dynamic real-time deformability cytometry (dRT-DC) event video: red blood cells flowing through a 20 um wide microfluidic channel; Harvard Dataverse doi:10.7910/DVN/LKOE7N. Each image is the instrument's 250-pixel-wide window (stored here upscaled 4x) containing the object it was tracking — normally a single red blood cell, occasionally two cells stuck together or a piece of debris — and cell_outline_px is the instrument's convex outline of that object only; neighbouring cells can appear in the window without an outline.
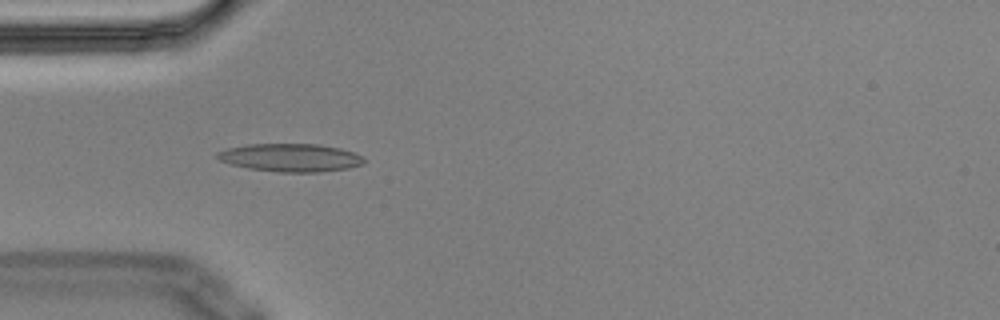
{"species": "Egyptian fruit bat (a non-hibernating species)", "species_latin": "Rousettus aegyptiacus", "temperature_condition": "cold", "stored_images_in_passage": 4, "camera_frame_rate_fps": 3000, "um_per_image_px": 0.085, "animal": {"sex": "male"}, "frame": {"image": 1, "passage_image": 4, "time_ms": 1.0, "image_size_px": [1000, 320], "cell_outline_px": [[364, 164], [348, 168], [320, 172], [280, 172], [248, 168], [232, 164], [220, 160], [216, 156], [216, 152], [228, 148], [248, 144], [320, 144], [340, 148], [356, 152], [364, 156]], "centroid_in_image_um": [24.74, 13.39], "position_along_channel_um": 60.3, "area_um2": 24.04}}